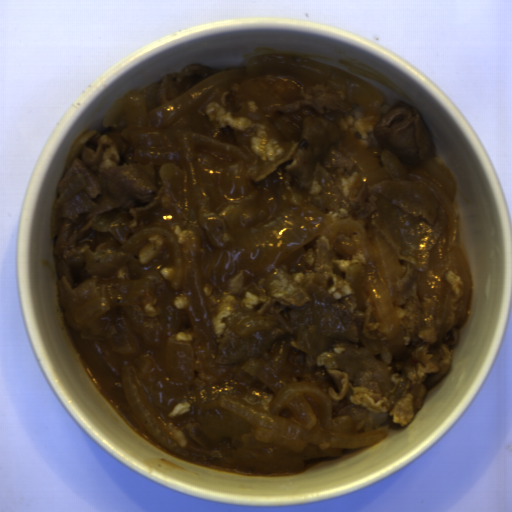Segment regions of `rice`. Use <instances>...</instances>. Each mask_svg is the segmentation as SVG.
Listing matches in <instances>:
<instances>
[{
	"instance_id": "652b925c",
	"label": "rice",
	"mask_w": 512,
	"mask_h": 512,
	"mask_svg": "<svg viewBox=\"0 0 512 512\" xmlns=\"http://www.w3.org/2000/svg\"><path fill=\"white\" fill-rule=\"evenodd\" d=\"M387 104L381 106L378 111L368 114L359 107H354L353 111L343 113L338 121V126L351 139L366 147H376L379 145L375 138L374 130L381 121L384 114L389 111Z\"/></svg>"
}]
</instances>
